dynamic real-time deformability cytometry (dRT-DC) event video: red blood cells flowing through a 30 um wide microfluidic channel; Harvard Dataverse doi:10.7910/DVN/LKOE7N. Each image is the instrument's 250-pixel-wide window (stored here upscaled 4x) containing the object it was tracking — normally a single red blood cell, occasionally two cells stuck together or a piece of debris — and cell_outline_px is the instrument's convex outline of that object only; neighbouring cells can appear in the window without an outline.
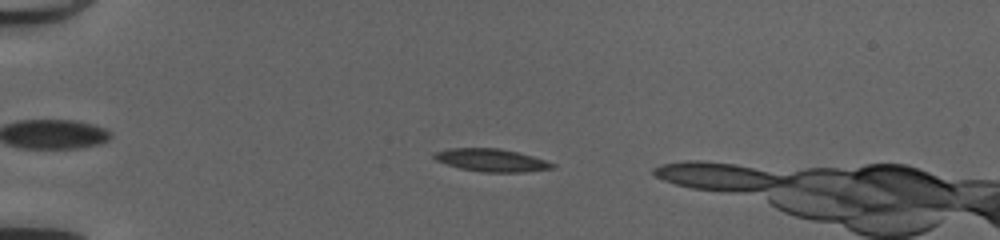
{"species": "common noctule bat (a hibernating species)", "species_latin": "Nyctalus noctula", "temperature_condition": "cold", "stored_images_in_passage": 19, "camera_frame_rate_fps": 3000, "um_per_image_px": 0.085, "animal": {"sex": "female", "body_mass_g": 20.0, "forearm_length_mm": 54.0}, "frame": {"image": 1, "passage_image": 11, "time_ms": 3.333, "image_size_px": [1000, 240], "cell_outline_px": [[556, 168], [524, 172], [484, 172], [460, 168], [436, 160], [432, 156], [436, 152], [448, 148], [500, 148], [532, 156], [556, 164]], "centroid_in_image_um": [41.79, 13.62], "position_along_channel_um": 43.2, "area_um2": 15.55}}